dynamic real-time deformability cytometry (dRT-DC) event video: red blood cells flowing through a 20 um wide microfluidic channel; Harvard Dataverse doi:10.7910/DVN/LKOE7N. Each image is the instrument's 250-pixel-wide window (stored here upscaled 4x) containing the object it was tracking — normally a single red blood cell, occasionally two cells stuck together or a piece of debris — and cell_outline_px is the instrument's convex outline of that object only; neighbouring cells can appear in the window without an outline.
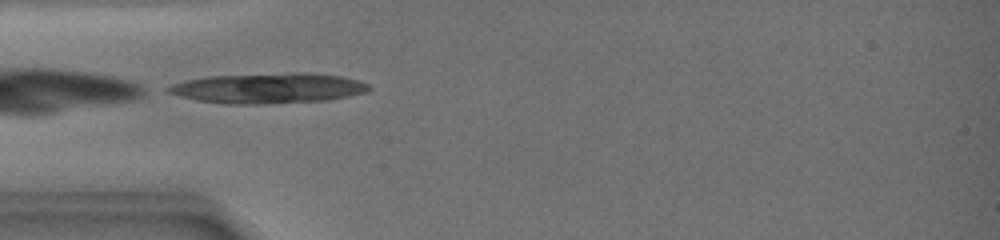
{"species": "common noctule bat (a hibernating species)", "species_latin": "Nyctalus noctula", "temperature_condition": "warm", "stored_images_in_passage": 40, "camera_frame_rate_fps": 3000, "um_per_image_px": 0.085, "animal": {"sex": "female", "body_mass_g": 19.0, "forearm_length_mm": 51.5}, "frame": {"image": 1, "passage_image": 1, "time_ms": 0.0, "image_size_px": [1000, 240], "cell_outline_px": [[372, 88], [368, 92], [328, 100], [268, 104], [224, 104], [196, 100], [180, 96], [168, 92], [164, 88], [172, 84], [188, 80], [208, 76], [304, 72], [312, 72], [340, 76], [360, 80], [368, 84]], "centroid_in_image_um": [22.84, 7.5], "position_along_channel_um": 62.2, "area_um2": 35.66}}
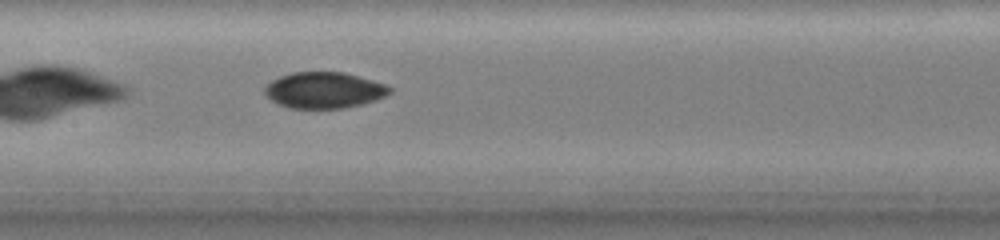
{"frame": {"image": 2, "passage_image": 12, "time_ms": 3.667, "image_size_px": [1000, 240], "cell_outline_px": [[392, 92], [384, 96], [360, 104], [340, 108], [292, 108], [280, 104], [272, 100], [264, 92], [264, 88], [272, 80], [280, 76], [292, 72], [344, 72], [384, 84], [392, 88]], "centroid_in_image_um": [27.53, 7.65], "position_along_channel_um": 179.9, "area_um2": 25.84}}
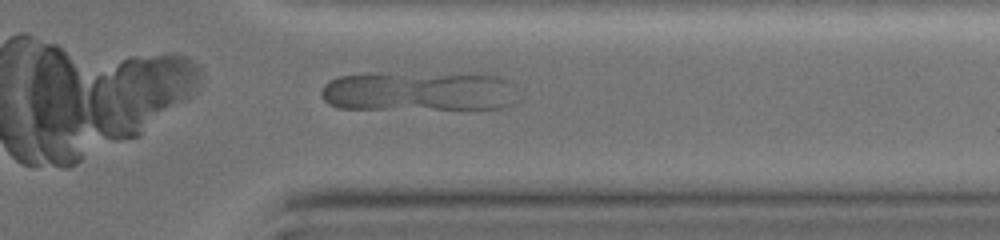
{"frame": {"image": 3, "passage_image": 32, "time_ms": 9.667, "image_size_px": [1000, 240], "cell_outline_px": [[512, 104], [500, 108], [436, 108], [420, 104], [412, 100], [412, 80], [444, 76], [484, 72], [496, 72]], "centroid_in_image_um": [39.22, 7.78], "position_along_channel_um": 372.2, "area_um2": 21.44}}